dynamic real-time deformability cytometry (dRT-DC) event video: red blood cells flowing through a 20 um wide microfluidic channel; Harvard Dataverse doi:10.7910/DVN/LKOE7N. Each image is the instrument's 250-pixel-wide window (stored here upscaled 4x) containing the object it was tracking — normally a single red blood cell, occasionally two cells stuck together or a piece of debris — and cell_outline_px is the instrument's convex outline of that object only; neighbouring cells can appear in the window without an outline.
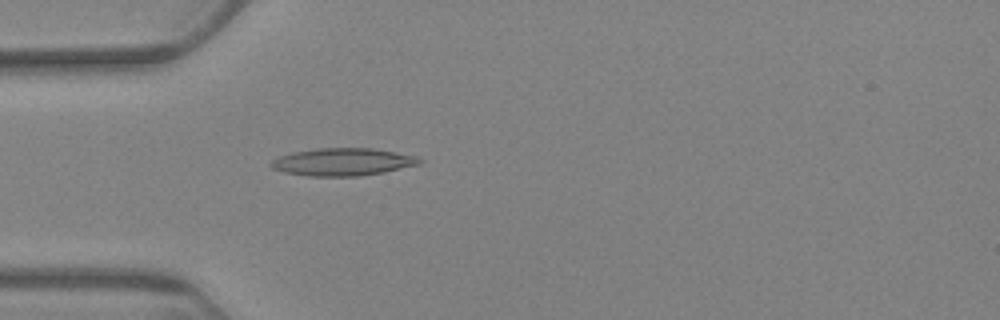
{"species": "Egyptian fruit bat (a non-hibernating species)", "species_latin": "Rousettus aegyptiacus", "temperature_condition": "warm", "stored_images_in_passage": 5, "camera_frame_rate_fps": 3000, "um_per_image_px": 0.085, "animal": {"sex": "female"}, "frame": {"image": 1, "passage_image": 5, "time_ms": 5.667, "image_size_px": [1000, 320], "cell_outline_px": [[424, 160], [420, 164], [384, 172], [360, 176], [308, 176], [284, 172], [272, 168], [268, 164], [272, 160], [280, 156], [292, 152], [316, 148], [372, 148], [396, 152], [416, 156]], "centroid_in_image_um": [29.13, 13.76], "position_along_channel_um": 55.9, "area_um2": 23.93}}